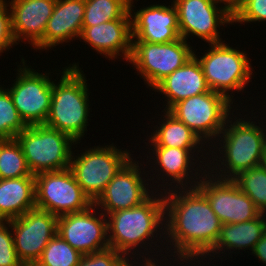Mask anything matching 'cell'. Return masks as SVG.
I'll use <instances>...</instances> for the list:
<instances>
[{
	"mask_svg": "<svg viewBox=\"0 0 266 266\" xmlns=\"http://www.w3.org/2000/svg\"><path fill=\"white\" fill-rule=\"evenodd\" d=\"M163 193L167 257L177 265L196 266L195 262L199 265L218 240L222 223L196 187L174 188ZM171 255L175 258H170Z\"/></svg>",
	"mask_w": 266,
	"mask_h": 266,
	"instance_id": "1",
	"label": "cell"
},
{
	"mask_svg": "<svg viewBox=\"0 0 266 266\" xmlns=\"http://www.w3.org/2000/svg\"><path fill=\"white\" fill-rule=\"evenodd\" d=\"M106 216L109 246L122 253L129 261H135L136 259L137 261L139 259L141 261V257L142 260H157L156 257L154 258L152 256H161L163 261L165 258H167V251L164 248L166 246L164 242L165 203L162 191H155V193L151 194L146 201L138 206L121 211H115L113 213L107 214ZM159 242H162L160 245L164 243L161 245L162 251L160 245H157ZM142 248L144 249V253L141 250ZM151 248L152 250L154 249L153 251L158 249V251H156L157 253L154 254L155 252H153ZM163 250L166 253L165 255L161 254ZM158 252H160L161 255ZM150 254H152V256H150Z\"/></svg>",
	"mask_w": 266,
	"mask_h": 266,
	"instance_id": "2",
	"label": "cell"
},
{
	"mask_svg": "<svg viewBox=\"0 0 266 266\" xmlns=\"http://www.w3.org/2000/svg\"><path fill=\"white\" fill-rule=\"evenodd\" d=\"M234 111L227 119L215 144L211 145L212 148H208L209 158H211L210 154L212 158L208 162L207 169L213 176L221 179L233 180L240 173L262 165L266 156V124L263 125L264 121L262 124L258 121V126L252 118L248 119L247 116L246 119L245 116L234 118Z\"/></svg>",
	"mask_w": 266,
	"mask_h": 266,
	"instance_id": "3",
	"label": "cell"
},
{
	"mask_svg": "<svg viewBox=\"0 0 266 266\" xmlns=\"http://www.w3.org/2000/svg\"><path fill=\"white\" fill-rule=\"evenodd\" d=\"M78 63L63 67L59 82L53 81L52 98L44 125L59 130L80 144L87 133L90 114L89 88Z\"/></svg>",
	"mask_w": 266,
	"mask_h": 266,
	"instance_id": "4",
	"label": "cell"
},
{
	"mask_svg": "<svg viewBox=\"0 0 266 266\" xmlns=\"http://www.w3.org/2000/svg\"><path fill=\"white\" fill-rule=\"evenodd\" d=\"M237 49L238 47L235 49L223 41L209 44V49L205 50L207 52L202 56L194 53L210 90L222 94L232 103L234 96L230 92H243L251 81L254 71L246 51Z\"/></svg>",
	"mask_w": 266,
	"mask_h": 266,
	"instance_id": "5",
	"label": "cell"
},
{
	"mask_svg": "<svg viewBox=\"0 0 266 266\" xmlns=\"http://www.w3.org/2000/svg\"><path fill=\"white\" fill-rule=\"evenodd\" d=\"M15 139L34 176L68 169L73 153L72 145L78 144L70 136L44 124L27 126Z\"/></svg>",
	"mask_w": 266,
	"mask_h": 266,
	"instance_id": "6",
	"label": "cell"
},
{
	"mask_svg": "<svg viewBox=\"0 0 266 266\" xmlns=\"http://www.w3.org/2000/svg\"><path fill=\"white\" fill-rule=\"evenodd\" d=\"M104 145L84 149L85 151L80 153L81 155L78 153V156H74L73 152L69 166L76 182L93 203L105 191L119 170L132 158L129 149H117L113 143Z\"/></svg>",
	"mask_w": 266,
	"mask_h": 266,
	"instance_id": "7",
	"label": "cell"
},
{
	"mask_svg": "<svg viewBox=\"0 0 266 266\" xmlns=\"http://www.w3.org/2000/svg\"><path fill=\"white\" fill-rule=\"evenodd\" d=\"M232 104L222 94L209 91L175 103L168 112L186 124L210 148L231 116Z\"/></svg>",
	"mask_w": 266,
	"mask_h": 266,
	"instance_id": "8",
	"label": "cell"
},
{
	"mask_svg": "<svg viewBox=\"0 0 266 266\" xmlns=\"http://www.w3.org/2000/svg\"><path fill=\"white\" fill-rule=\"evenodd\" d=\"M192 46L183 38L168 43L132 41V53L128 64L141 75L153 89L162 79L182 67L192 56Z\"/></svg>",
	"mask_w": 266,
	"mask_h": 266,
	"instance_id": "9",
	"label": "cell"
},
{
	"mask_svg": "<svg viewBox=\"0 0 266 266\" xmlns=\"http://www.w3.org/2000/svg\"><path fill=\"white\" fill-rule=\"evenodd\" d=\"M148 149H149L148 150L149 154L151 152L153 153V154H150L153 158L150 156H147L146 160L150 158L148 162H151L150 160L153 159V161L151 162L153 164L152 166H150V168L152 167L153 169L155 168L154 169L155 173L153 172V175L159 181V182L156 181L155 183L156 184L160 183L161 182L160 179L163 181L162 182L163 184L156 185L158 186L156 188L157 189L156 191L163 190V192H165L167 190L174 189V188H194L197 185V183L200 181L202 175L207 170L206 167L208 165V161L210 160V158L206 156V155H209L208 154L209 152L204 153L201 149H198V150L197 149H180V148H175V147H152V149L150 148ZM150 150L152 151L150 152ZM198 155H200V157ZM200 159L202 160L204 159L205 161L204 160L202 161ZM198 161H200L199 164L197 163ZM200 163H202L203 165ZM196 165H198L199 167ZM195 166L196 168L194 169ZM156 173L157 175H155ZM169 181H172V182H169ZM160 186L163 187V189L159 188Z\"/></svg>",
	"mask_w": 266,
	"mask_h": 266,
	"instance_id": "10",
	"label": "cell"
},
{
	"mask_svg": "<svg viewBox=\"0 0 266 266\" xmlns=\"http://www.w3.org/2000/svg\"><path fill=\"white\" fill-rule=\"evenodd\" d=\"M35 203L36 208L58 217L85 211L94 204L69 168L35 175Z\"/></svg>",
	"mask_w": 266,
	"mask_h": 266,
	"instance_id": "11",
	"label": "cell"
},
{
	"mask_svg": "<svg viewBox=\"0 0 266 266\" xmlns=\"http://www.w3.org/2000/svg\"><path fill=\"white\" fill-rule=\"evenodd\" d=\"M26 61L22 58V65H17L16 79L7 90L27 126L44 124L50 111L53 80L49 78L50 72L38 73L28 68Z\"/></svg>",
	"mask_w": 266,
	"mask_h": 266,
	"instance_id": "12",
	"label": "cell"
},
{
	"mask_svg": "<svg viewBox=\"0 0 266 266\" xmlns=\"http://www.w3.org/2000/svg\"><path fill=\"white\" fill-rule=\"evenodd\" d=\"M173 4L178 13L180 37L186 41L195 35L208 44L223 42L220 26L233 24L232 11L217 0H173Z\"/></svg>",
	"mask_w": 266,
	"mask_h": 266,
	"instance_id": "13",
	"label": "cell"
},
{
	"mask_svg": "<svg viewBox=\"0 0 266 266\" xmlns=\"http://www.w3.org/2000/svg\"><path fill=\"white\" fill-rule=\"evenodd\" d=\"M133 159L134 156L119 170L108 183L105 191L94 202L97 209H101L100 211L104 212L105 215L138 206L146 201L151 196L150 194L155 192L156 189H153L152 184L156 179L154 176L148 175L151 172L147 171V173L145 169L140 168L143 166L142 162L139 163V160ZM146 180L152 181V184L150 182L149 185Z\"/></svg>",
	"mask_w": 266,
	"mask_h": 266,
	"instance_id": "14",
	"label": "cell"
},
{
	"mask_svg": "<svg viewBox=\"0 0 266 266\" xmlns=\"http://www.w3.org/2000/svg\"><path fill=\"white\" fill-rule=\"evenodd\" d=\"M195 187L207 198L222 225L251 221L261 214L232 179L215 177L206 170Z\"/></svg>",
	"mask_w": 266,
	"mask_h": 266,
	"instance_id": "15",
	"label": "cell"
},
{
	"mask_svg": "<svg viewBox=\"0 0 266 266\" xmlns=\"http://www.w3.org/2000/svg\"><path fill=\"white\" fill-rule=\"evenodd\" d=\"M58 216L38 208L9 220L13 243L20 262L35 264L44 248L57 234Z\"/></svg>",
	"mask_w": 266,
	"mask_h": 266,
	"instance_id": "16",
	"label": "cell"
},
{
	"mask_svg": "<svg viewBox=\"0 0 266 266\" xmlns=\"http://www.w3.org/2000/svg\"><path fill=\"white\" fill-rule=\"evenodd\" d=\"M95 211L93 204L85 211L58 217L57 234L82 255L110 247L107 216Z\"/></svg>",
	"mask_w": 266,
	"mask_h": 266,
	"instance_id": "17",
	"label": "cell"
},
{
	"mask_svg": "<svg viewBox=\"0 0 266 266\" xmlns=\"http://www.w3.org/2000/svg\"><path fill=\"white\" fill-rule=\"evenodd\" d=\"M134 2L130 0L132 41L168 43L180 38L178 13L173 2L171 6L151 4L137 11L133 8Z\"/></svg>",
	"mask_w": 266,
	"mask_h": 266,
	"instance_id": "18",
	"label": "cell"
},
{
	"mask_svg": "<svg viewBox=\"0 0 266 266\" xmlns=\"http://www.w3.org/2000/svg\"><path fill=\"white\" fill-rule=\"evenodd\" d=\"M13 37L18 45L28 41L36 52L44 49V32L56 0H8ZM18 41V42H17Z\"/></svg>",
	"mask_w": 266,
	"mask_h": 266,
	"instance_id": "19",
	"label": "cell"
},
{
	"mask_svg": "<svg viewBox=\"0 0 266 266\" xmlns=\"http://www.w3.org/2000/svg\"><path fill=\"white\" fill-rule=\"evenodd\" d=\"M79 39L89 44L98 54L109 58L108 60L120 56L128 62L132 53L131 18L115 19L95 26H82Z\"/></svg>",
	"mask_w": 266,
	"mask_h": 266,
	"instance_id": "20",
	"label": "cell"
},
{
	"mask_svg": "<svg viewBox=\"0 0 266 266\" xmlns=\"http://www.w3.org/2000/svg\"><path fill=\"white\" fill-rule=\"evenodd\" d=\"M154 92L164 95V104L168 111L175 103L211 91L202 67L195 56H192L182 67L162 79L154 88ZM163 93V94H162Z\"/></svg>",
	"mask_w": 266,
	"mask_h": 266,
	"instance_id": "21",
	"label": "cell"
},
{
	"mask_svg": "<svg viewBox=\"0 0 266 266\" xmlns=\"http://www.w3.org/2000/svg\"><path fill=\"white\" fill-rule=\"evenodd\" d=\"M84 12L85 0H56L44 32V50L79 38Z\"/></svg>",
	"mask_w": 266,
	"mask_h": 266,
	"instance_id": "22",
	"label": "cell"
},
{
	"mask_svg": "<svg viewBox=\"0 0 266 266\" xmlns=\"http://www.w3.org/2000/svg\"><path fill=\"white\" fill-rule=\"evenodd\" d=\"M266 230V214L261 213L257 218L240 223L223 224L221 226L220 234L218 240L216 241L213 248L200 260L209 258L208 261H212L211 257H222L221 254L228 255V253L234 252V250H251L253 251L255 244L261 239L263 233ZM222 251V252H221ZM224 251V252H223ZM230 251V252H229ZM221 253V254H220ZM219 254V255H218ZM218 255V256H217Z\"/></svg>",
	"mask_w": 266,
	"mask_h": 266,
	"instance_id": "23",
	"label": "cell"
},
{
	"mask_svg": "<svg viewBox=\"0 0 266 266\" xmlns=\"http://www.w3.org/2000/svg\"><path fill=\"white\" fill-rule=\"evenodd\" d=\"M36 208L35 176L0 179V221H9Z\"/></svg>",
	"mask_w": 266,
	"mask_h": 266,
	"instance_id": "24",
	"label": "cell"
},
{
	"mask_svg": "<svg viewBox=\"0 0 266 266\" xmlns=\"http://www.w3.org/2000/svg\"><path fill=\"white\" fill-rule=\"evenodd\" d=\"M163 119L154 126L151 135L148 134L150 147H175L180 149H202L207 152L205 144L199 137L182 121H179L171 113L162 110ZM161 123V124H160ZM151 142V143H150ZM203 144V145H202ZM201 145V146H200ZM204 146V147H203Z\"/></svg>",
	"mask_w": 266,
	"mask_h": 266,
	"instance_id": "25",
	"label": "cell"
},
{
	"mask_svg": "<svg viewBox=\"0 0 266 266\" xmlns=\"http://www.w3.org/2000/svg\"><path fill=\"white\" fill-rule=\"evenodd\" d=\"M120 18H131L130 0H85L82 26H95Z\"/></svg>",
	"mask_w": 266,
	"mask_h": 266,
	"instance_id": "26",
	"label": "cell"
},
{
	"mask_svg": "<svg viewBox=\"0 0 266 266\" xmlns=\"http://www.w3.org/2000/svg\"><path fill=\"white\" fill-rule=\"evenodd\" d=\"M32 175L16 139L0 140V179Z\"/></svg>",
	"mask_w": 266,
	"mask_h": 266,
	"instance_id": "27",
	"label": "cell"
},
{
	"mask_svg": "<svg viewBox=\"0 0 266 266\" xmlns=\"http://www.w3.org/2000/svg\"><path fill=\"white\" fill-rule=\"evenodd\" d=\"M233 180L254 202L256 208L266 214V168L264 165L248 169Z\"/></svg>",
	"mask_w": 266,
	"mask_h": 266,
	"instance_id": "28",
	"label": "cell"
},
{
	"mask_svg": "<svg viewBox=\"0 0 266 266\" xmlns=\"http://www.w3.org/2000/svg\"><path fill=\"white\" fill-rule=\"evenodd\" d=\"M82 254L56 234L44 248L38 266H78Z\"/></svg>",
	"mask_w": 266,
	"mask_h": 266,
	"instance_id": "29",
	"label": "cell"
},
{
	"mask_svg": "<svg viewBox=\"0 0 266 266\" xmlns=\"http://www.w3.org/2000/svg\"><path fill=\"white\" fill-rule=\"evenodd\" d=\"M26 127L9 91L0 85V140L15 139Z\"/></svg>",
	"mask_w": 266,
	"mask_h": 266,
	"instance_id": "30",
	"label": "cell"
},
{
	"mask_svg": "<svg viewBox=\"0 0 266 266\" xmlns=\"http://www.w3.org/2000/svg\"><path fill=\"white\" fill-rule=\"evenodd\" d=\"M233 23L266 21V0H243L232 12Z\"/></svg>",
	"mask_w": 266,
	"mask_h": 266,
	"instance_id": "31",
	"label": "cell"
},
{
	"mask_svg": "<svg viewBox=\"0 0 266 266\" xmlns=\"http://www.w3.org/2000/svg\"><path fill=\"white\" fill-rule=\"evenodd\" d=\"M128 262L122 253L108 247L83 255L78 266H125Z\"/></svg>",
	"mask_w": 266,
	"mask_h": 266,
	"instance_id": "32",
	"label": "cell"
},
{
	"mask_svg": "<svg viewBox=\"0 0 266 266\" xmlns=\"http://www.w3.org/2000/svg\"><path fill=\"white\" fill-rule=\"evenodd\" d=\"M10 229L8 221H0V266H23L17 257Z\"/></svg>",
	"mask_w": 266,
	"mask_h": 266,
	"instance_id": "33",
	"label": "cell"
},
{
	"mask_svg": "<svg viewBox=\"0 0 266 266\" xmlns=\"http://www.w3.org/2000/svg\"><path fill=\"white\" fill-rule=\"evenodd\" d=\"M7 0H0V53L9 50L16 41L13 37L11 28V14ZM0 54V55H1Z\"/></svg>",
	"mask_w": 266,
	"mask_h": 266,
	"instance_id": "34",
	"label": "cell"
},
{
	"mask_svg": "<svg viewBox=\"0 0 266 266\" xmlns=\"http://www.w3.org/2000/svg\"><path fill=\"white\" fill-rule=\"evenodd\" d=\"M251 253L254 254L253 256L258 258V260L264 263L266 266V230L261 239L255 244V247Z\"/></svg>",
	"mask_w": 266,
	"mask_h": 266,
	"instance_id": "35",
	"label": "cell"
},
{
	"mask_svg": "<svg viewBox=\"0 0 266 266\" xmlns=\"http://www.w3.org/2000/svg\"><path fill=\"white\" fill-rule=\"evenodd\" d=\"M164 260H166L164 264L162 263L163 261L161 259H160V261H161V263H160L159 257L156 261L155 260H142V261L138 260V262H137V260H135V261L132 260V261H130V263L128 262V266H136L137 264H138L137 266H163V265L167 266L166 263H167V261H169V259L165 258ZM159 263H160V265H158Z\"/></svg>",
	"mask_w": 266,
	"mask_h": 266,
	"instance_id": "36",
	"label": "cell"
},
{
	"mask_svg": "<svg viewBox=\"0 0 266 266\" xmlns=\"http://www.w3.org/2000/svg\"><path fill=\"white\" fill-rule=\"evenodd\" d=\"M225 4L232 12L243 0H217Z\"/></svg>",
	"mask_w": 266,
	"mask_h": 266,
	"instance_id": "37",
	"label": "cell"
},
{
	"mask_svg": "<svg viewBox=\"0 0 266 266\" xmlns=\"http://www.w3.org/2000/svg\"><path fill=\"white\" fill-rule=\"evenodd\" d=\"M23 266H38V265L35 263V264H25Z\"/></svg>",
	"mask_w": 266,
	"mask_h": 266,
	"instance_id": "38",
	"label": "cell"
},
{
	"mask_svg": "<svg viewBox=\"0 0 266 266\" xmlns=\"http://www.w3.org/2000/svg\"><path fill=\"white\" fill-rule=\"evenodd\" d=\"M263 165H264V167L266 168V156H265V159H264V161H263Z\"/></svg>",
	"mask_w": 266,
	"mask_h": 266,
	"instance_id": "39",
	"label": "cell"
}]
</instances>
